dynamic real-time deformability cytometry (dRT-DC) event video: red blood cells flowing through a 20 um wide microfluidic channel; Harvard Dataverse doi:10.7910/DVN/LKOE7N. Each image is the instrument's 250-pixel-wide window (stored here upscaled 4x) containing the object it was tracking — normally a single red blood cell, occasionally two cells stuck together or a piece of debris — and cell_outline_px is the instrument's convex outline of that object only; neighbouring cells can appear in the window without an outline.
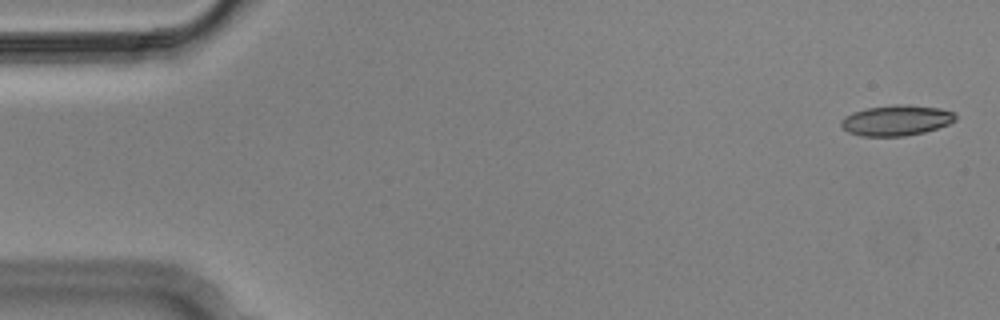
{"species": "Egyptian fruit bat (a non-hibernating species)", "species_latin": "Rousettus aegyptiacus", "temperature_condition": "cold", "stored_images_in_passage": 3, "camera_frame_rate_fps": 3000, "um_per_image_px": 0.085, "animal": {"sex": "male"}, "frame": {"image": 1, "passage_image": 1, "time_ms": 0.0, "image_size_px": [1000, 320], "cell_outline_px": [[956, 120], [948, 124], [924, 132], [904, 136], [860, 136], [848, 132], [840, 124], [840, 120], [844, 116], [852, 112], [868, 108], [896, 104], [908, 104], [940, 108], [952, 112], [956, 116]], "centroid_in_image_um": [76.16, 10.22], "position_along_channel_um": 8.8, "area_um2": 20.35}}